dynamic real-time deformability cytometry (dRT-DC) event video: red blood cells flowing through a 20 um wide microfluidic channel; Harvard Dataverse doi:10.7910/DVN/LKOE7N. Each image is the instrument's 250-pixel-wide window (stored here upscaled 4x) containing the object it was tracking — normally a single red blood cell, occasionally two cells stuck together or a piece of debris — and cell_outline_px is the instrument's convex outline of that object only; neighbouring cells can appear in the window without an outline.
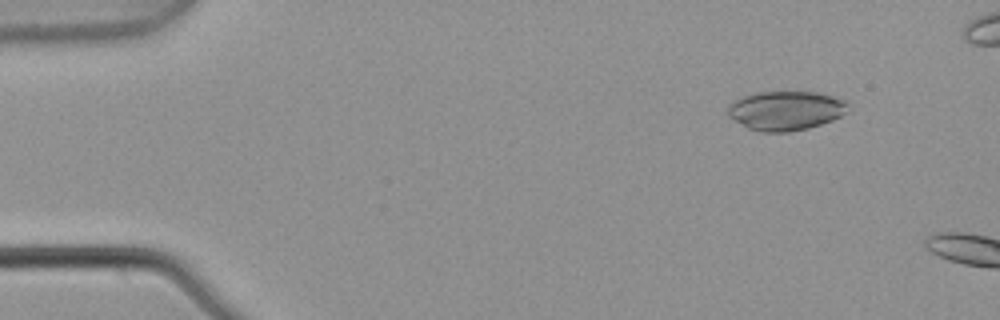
{"species": "common noctule bat (a hibernating species)", "species_latin": "Nyctalus noctula", "temperature_condition": "warm", "stored_images_in_passage": 3, "camera_frame_rate_fps": 3000, "um_per_image_px": 0.085, "animal": {"sex": "male", "body_mass_g": 21.5, "forearm_length_mm": 52.0}, "frame": {"image": 1, "passage_image": 2, "time_ms": 0.333, "image_size_px": [1000, 320], "cell_outline_px": [[852, 104], [848, 112], [832, 120], [808, 128], [788, 132], [760, 132], [748, 128], [728, 116], [728, 104], [744, 96], [756, 92], [820, 92], [848, 100]], "centroid_in_image_um": [66.85, 9.39], "position_along_channel_um": 18.1, "area_um2": 27.8}}